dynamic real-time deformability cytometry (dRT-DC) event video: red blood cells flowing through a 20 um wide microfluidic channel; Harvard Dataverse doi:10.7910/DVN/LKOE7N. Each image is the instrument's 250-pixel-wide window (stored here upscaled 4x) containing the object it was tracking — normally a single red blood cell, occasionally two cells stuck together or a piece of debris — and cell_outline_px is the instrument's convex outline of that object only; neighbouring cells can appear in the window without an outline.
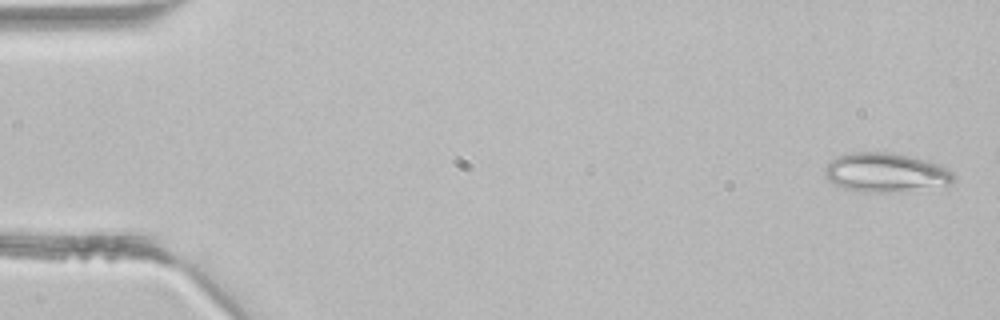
{"species": "common noctule bat (a hibernating species)", "species_latin": "Nyctalus noctula", "temperature_condition": "room temperature", "stored_images_in_passage": 4, "camera_frame_rate_fps": 3000, "um_per_image_px": 0.085, "animal": {"sex": "male", "body_mass_g": 21.5, "forearm_length_mm": 52.0}, "frame": {"image": 1, "passage_image": 1, "time_ms": 0.0, "image_size_px": [1000, 320], "cell_outline_px": [[956, 176], [948, 184], [884, 192], [864, 192], [844, 188], [828, 180], [824, 176], [824, 168], [836, 156], [852, 152], [888, 152], [928, 160], [948, 168]], "centroid_in_image_um": [75.23, 14.64], "position_along_channel_um": 9.8, "area_um2": 28.84}}